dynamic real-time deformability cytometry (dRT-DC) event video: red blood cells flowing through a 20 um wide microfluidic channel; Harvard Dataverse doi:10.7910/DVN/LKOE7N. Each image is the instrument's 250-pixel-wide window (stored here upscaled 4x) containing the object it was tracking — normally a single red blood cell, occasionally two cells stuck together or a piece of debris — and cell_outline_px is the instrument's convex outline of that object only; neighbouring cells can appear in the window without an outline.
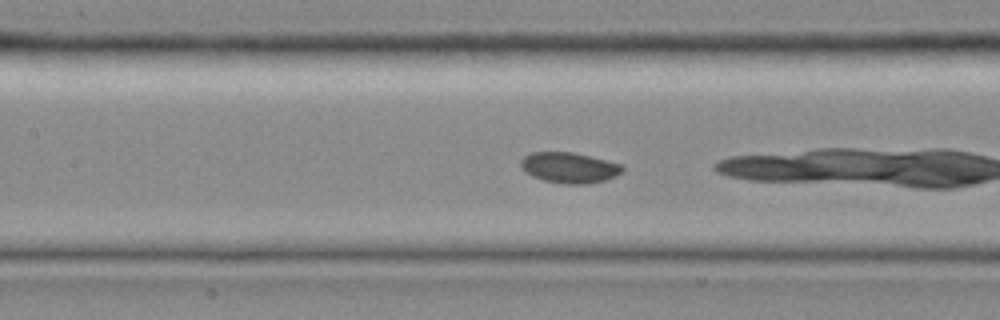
{"species": "common noctule bat (a hibernating species)", "species_latin": "Nyctalus noctula", "temperature_condition": "room temperature", "stored_images_in_passage": 19, "camera_frame_rate_fps": 3000, "um_per_image_px": 0.085, "animal": {"sex": "female", "body_mass_g": 19.0, "forearm_length_mm": 51.5}, "frame": {"image": 1, "passage_image": 17, "time_ms": 5.333, "image_size_px": [1000, 320], "cell_outline_px": [[624, 168], [616, 176], [604, 180], [588, 184], [564, 184], [544, 180], [532, 176], [524, 172], [520, 168], [520, 160], [524, 156], [532, 152], [572, 152], [620, 164]], "centroid_in_image_um": [48.32, 14.26], "position_along_channel_um": 159.1, "area_um2": 18.03}}